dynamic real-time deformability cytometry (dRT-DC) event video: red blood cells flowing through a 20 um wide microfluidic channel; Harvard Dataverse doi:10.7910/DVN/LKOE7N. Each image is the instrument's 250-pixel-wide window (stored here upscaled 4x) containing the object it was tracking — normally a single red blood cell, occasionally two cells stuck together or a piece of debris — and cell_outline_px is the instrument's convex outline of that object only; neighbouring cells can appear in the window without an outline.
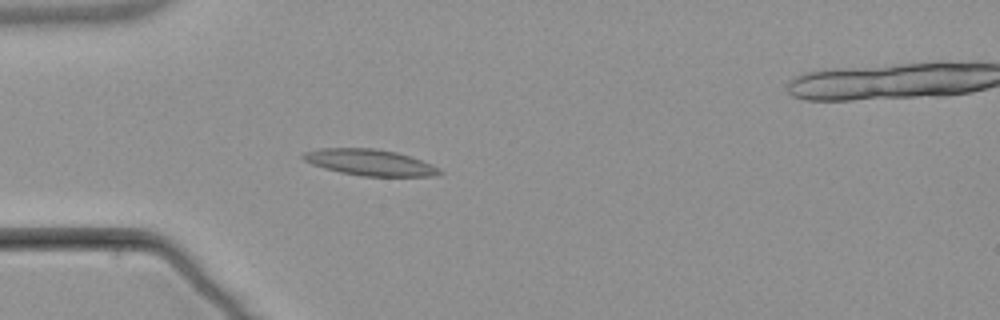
{"species": "common noctule bat (a hibernating species)", "species_latin": "Nyctalus noctula", "temperature_condition": "warm", "stored_images_in_passage": 6, "camera_frame_rate_fps": 3000, "um_per_image_px": 0.085, "animal": {"sex": "male", "body_mass_g": 21.5, "forearm_length_mm": 52.0}, "frame": {"image": 1, "passage_image": 5, "time_ms": 4.667, "image_size_px": [1000, 320], "cell_outline_px": [[444, 172], [432, 176], [360, 176], [340, 172], [324, 168], [312, 164], [304, 160], [300, 156], [304, 152], [320, 148], [376, 148], [396, 152], [432, 164], [440, 168]], "centroid_in_image_um": [31.42, 13.8], "position_along_channel_um": 53.6, "area_um2": 20.81}}